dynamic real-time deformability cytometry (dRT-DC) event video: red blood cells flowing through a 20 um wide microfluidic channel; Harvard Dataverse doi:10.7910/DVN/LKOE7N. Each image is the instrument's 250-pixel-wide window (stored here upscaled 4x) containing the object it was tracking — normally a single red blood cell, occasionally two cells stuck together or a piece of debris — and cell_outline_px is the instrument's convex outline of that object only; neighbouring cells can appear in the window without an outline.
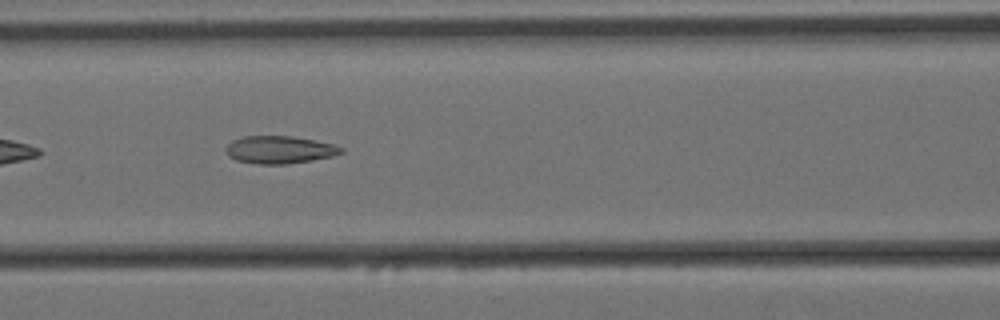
{"species": "Egyptian fruit bat (a non-hibernating species)", "species_latin": "Rousettus aegyptiacus", "temperature_condition": "cold", "stored_images_in_passage": 14, "camera_frame_rate_fps": 3000, "um_per_image_px": 0.085, "animal": {"sex": "female"}, "frame": {"image": 1, "passage_image": 7, "time_ms": 2.0, "image_size_px": [1000, 320], "cell_outline_px": [[344, 152], [332, 156], [312, 160], [288, 164], [256, 164], [236, 160], [228, 156], [224, 148], [232, 140], [240, 136], [292, 136], [332, 144], [344, 148]], "centroid_in_image_um": [23.72, 12.73], "position_along_channel_um": 142.9, "area_um2": 18.61}}